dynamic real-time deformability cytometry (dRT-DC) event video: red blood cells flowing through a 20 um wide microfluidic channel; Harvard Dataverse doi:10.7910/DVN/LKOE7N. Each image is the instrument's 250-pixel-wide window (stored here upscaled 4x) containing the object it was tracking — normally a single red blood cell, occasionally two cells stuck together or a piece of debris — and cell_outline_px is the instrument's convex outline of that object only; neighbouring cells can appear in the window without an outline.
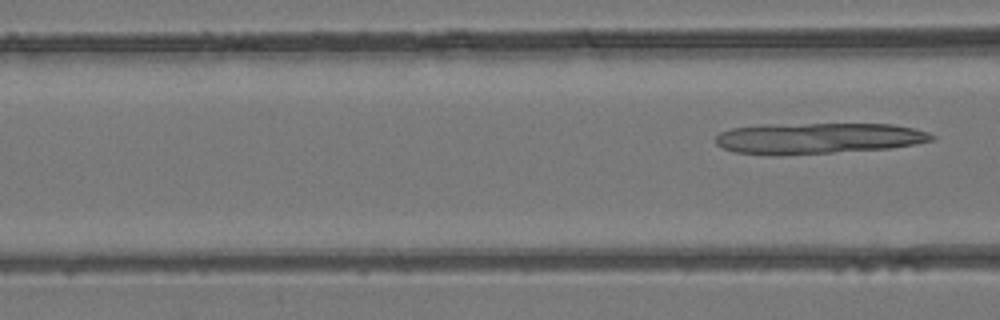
{"species": "common noctule bat (a hibernating species)", "species_latin": "Nyctalus noctula", "temperature_condition": "room temperature", "stored_images_in_passage": 3, "segment_of_instrument_passage": [2, 2], "camera_frame_rate_fps": 3000, "um_per_image_px": 0.085, "animal": {"sex": "female", "body_mass_g": 24.6, "forearm_length_mm": 56.2}, "frame": {"image": 1, "passage_image": 3, "time_ms": 2.333, "image_size_px": [1000, 320], "cell_outline_px": [[936, 136], [932, 140], [916, 144], [888, 148], [780, 156], [768, 156], [732, 152], [716, 144], [716, 136], [720, 132], [732, 128], [768, 124], [892, 124], [912, 128], [928, 132]], "centroid_in_image_um": [69.48, 11.76], "position_along_channel_um": 97.1, "area_um2": 39.25}}